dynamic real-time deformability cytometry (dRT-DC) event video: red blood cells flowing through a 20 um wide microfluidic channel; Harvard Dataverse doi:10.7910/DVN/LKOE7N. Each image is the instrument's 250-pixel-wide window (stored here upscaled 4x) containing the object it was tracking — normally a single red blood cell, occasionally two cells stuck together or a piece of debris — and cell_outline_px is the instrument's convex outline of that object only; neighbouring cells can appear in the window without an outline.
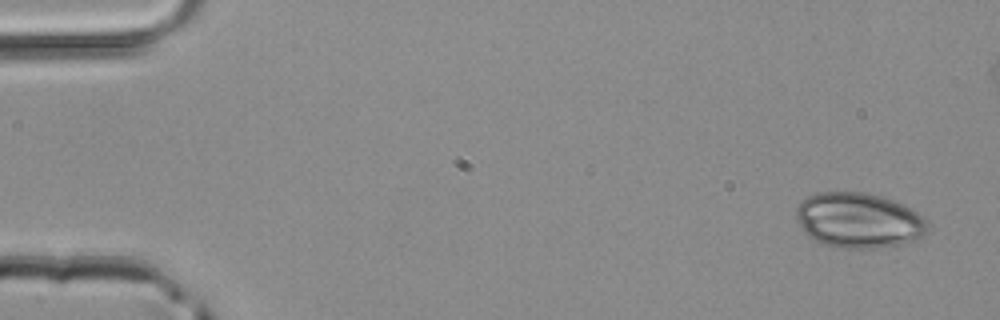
{"species": "common noctule bat (a hibernating species)", "species_latin": "Nyctalus noctula", "temperature_condition": "room temperature", "stored_images_in_passage": 5, "camera_frame_rate_fps": 3000, "um_per_image_px": 0.085, "animal": {"sex": "male", "body_mass_g": 20.4}, "frame": {"image": 1, "passage_image": 1, "time_ms": 0.0, "image_size_px": [1000, 320], "cell_outline_px": [[928, 232], [924, 236], [904, 244], [876, 248], [840, 248], [824, 244], [808, 236], [804, 232], [796, 216], [796, 204], [800, 200], [808, 196], [820, 192], [864, 192], [896, 200], [904, 204], [924, 216], [928, 220]], "centroid_in_image_um": [73.03, 18.72], "position_along_channel_um": 12.0, "area_um2": 42.83}}